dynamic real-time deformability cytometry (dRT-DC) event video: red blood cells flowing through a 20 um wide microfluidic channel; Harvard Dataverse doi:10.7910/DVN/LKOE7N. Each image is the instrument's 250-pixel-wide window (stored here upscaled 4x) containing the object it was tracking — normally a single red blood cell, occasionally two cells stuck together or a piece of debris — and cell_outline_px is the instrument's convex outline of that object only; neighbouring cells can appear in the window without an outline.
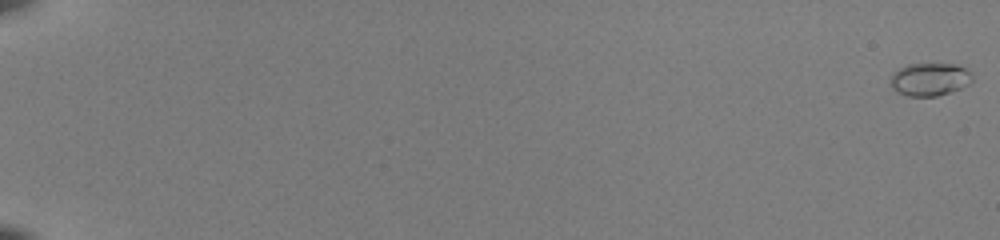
{"species": "common noctule bat (a hibernating species)", "species_latin": "Nyctalus noctula", "temperature_condition": "room temperature", "stored_images_in_passage": 55, "camera_frame_rate_fps": 3000, "um_per_image_px": 0.085, "animal": {"sex": "female", "body_mass_g": 22.0, "forearm_length_mm": 56.7}, "frame": {"image": 1, "passage_image": 1, "time_ms": 0.0, "image_size_px": [1000, 240], "cell_outline_px": [[972, 80], [968, 84], [960, 88], [936, 96], [908, 96], [896, 92], [892, 88], [892, 72], [908, 64], [956, 64], [972, 72]], "centroid_in_image_um": [79.02, 6.74], "position_along_channel_um": 6.0, "area_um2": 15.55}}
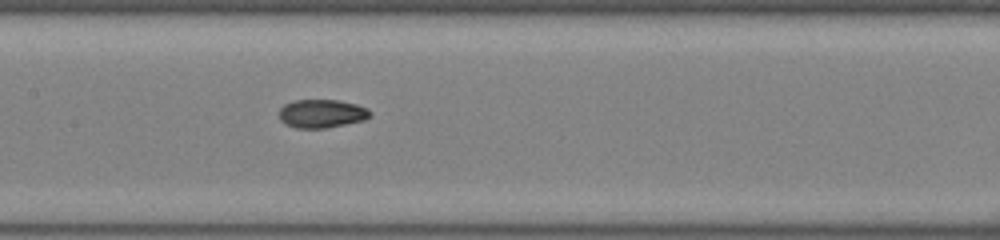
{"frame": {"image": 2, "passage_image": 31, "time_ms": 10.0, "image_size_px": [1000, 240], "cell_outline_px": [[372, 116], [364, 120], [328, 128], [296, 128], [284, 124], [280, 120], [280, 108], [284, 104], [292, 100], [336, 100], [356, 104], [368, 108], [372, 112]], "centroid_in_image_um": [27.36, 9.66], "position_along_channel_um": 180.0, "area_um2": 15.26}}
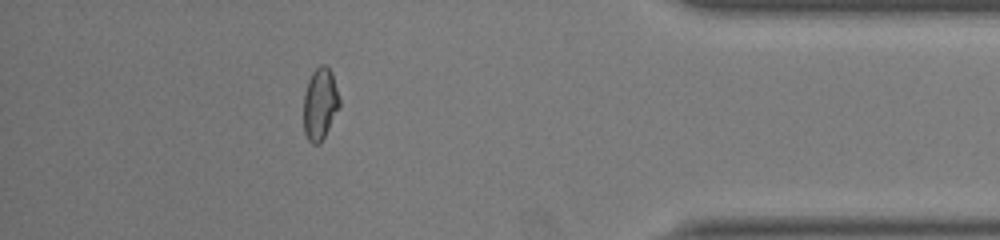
{"frame": {"image": 3, "passage_image": 50, "time_ms": 16.333, "image_size_px": [1000, 240], "cell_outline_px": [[340, 108], [320, 144], [312, 144], [308, 140], [304, 132], [304, 92], [308, 80], [312, 72], [320, 64], [324, 64], [332, 72], [340, 100]], "centroid_in_image_um": [27.21, 8.83], "position_along_channel_um": 408.0, "area_um2": 15.2}, "authors_computed_cell_mechanics": {"area_um2": 14.9702, "velocity_mm_per_s": 4.0243, "shape_relaxation_time_tau1_ms": null, "shape_relaxation_time_tau2_ms": 1.2165, "deformation_change_tau1": null, "deformation_change_tau2": 0.0548}}